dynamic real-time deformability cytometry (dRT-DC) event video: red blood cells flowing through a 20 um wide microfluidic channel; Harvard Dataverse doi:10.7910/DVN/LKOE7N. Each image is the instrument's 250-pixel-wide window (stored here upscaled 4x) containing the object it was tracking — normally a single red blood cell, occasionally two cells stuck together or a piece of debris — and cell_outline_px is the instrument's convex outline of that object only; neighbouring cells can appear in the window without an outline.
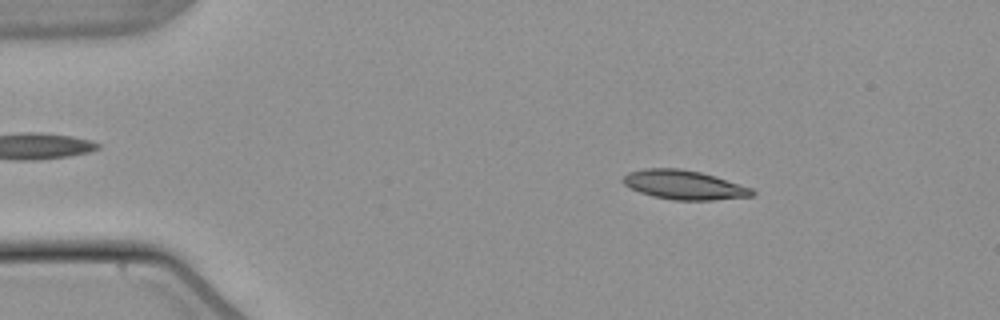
{"species": "common noctule bat (a hibernating species)", "species_latin": "Nyctalus noctula", "temperature_condition": "warm", "stored_images_in_passage": 53, "camera_frame_rate_fps": 3000, "um_per_image_px": 0.085, "animal": {"sex": "male", "body_mass_g": 21.5, "forearm_length_mm": 52.0}, "frame": {"image": 1, "passage_image": 8, "time_ms": 2.333, "image_size_px": [1000, 320], "cell_outline_px": [[756, 192], [752, 196], [712, 200], [676, 200], [652, 196], [640, 192], [624, 184], [620, 180], [628, 172], [644, 168], [680, 168], [700, 172], [716, 176], [752, 188]], "centroid_in_image_um": [58.14, 15.7], "position_along_channel_um": 26.9, "area_um2": 21.96}}
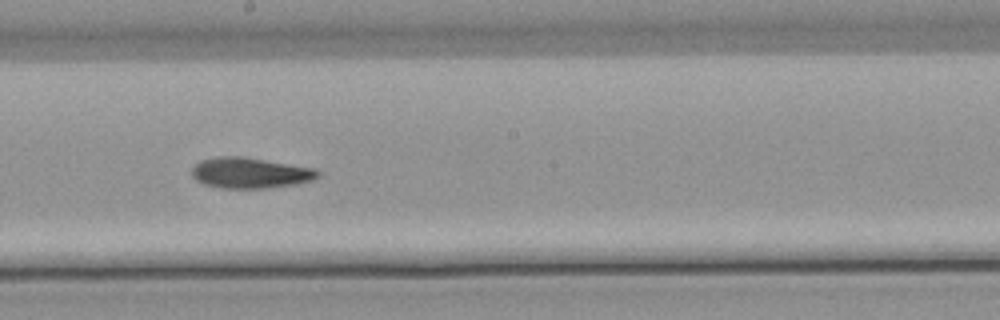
{"frame": {"image": 2, "passage_image": 29, "time_ms": 9.333, "image_size_px": [1000, 320], "cell_outline_px": [[320, 176], [312, 180], [296, 184], [268, 188], [220, 188], [204, 184], [196, 180], [192, 176], [192, 168], [200, 160], [216, 156], [240, 156], [316, 168], [320, 172]], "centroid_in_image_um": [21.26, 14.69], "position_along_channel_um": 226.9, "area_um2": 22.66}}
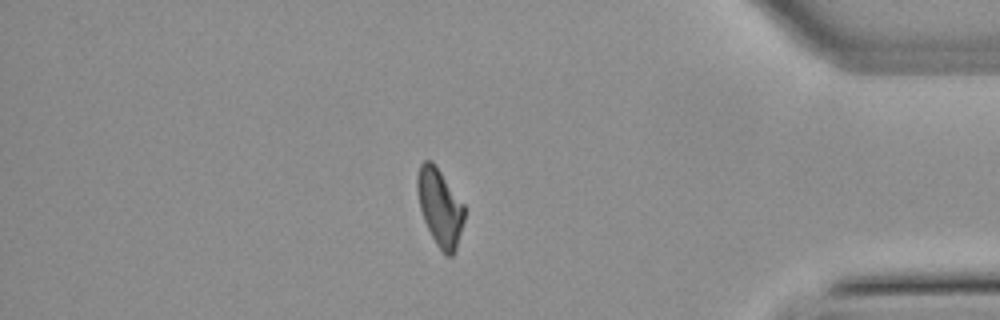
{"frame": {"image": 3, "passage_image": 45, "time_ms": 14.667, "image_size_px": [1000, 320], "cell_outline_px": [[464, 220], [456, 248], [452, 256], [448, 256], [436, 244], [424, 220], [420, 208], [416, 188], [416, 176], [420, 164], [424, 160], [432, 160], [464, 204]], "centroid_in_image_um": [37.37, 17.58], "position_along_channel_um": 397.8, "area_um2": 20.98}, "authors_computed_cell_mechanics": {"area_um2": 21.7328, "velocity_mm_per_s": 3.8276, "shape_relaxation_time_tau1_ms": null, "shape_relaxation_time_tau2_ms": 6.7068, "deformation_change_tau1": null, "deformation_change_tau2": 0.1443}}